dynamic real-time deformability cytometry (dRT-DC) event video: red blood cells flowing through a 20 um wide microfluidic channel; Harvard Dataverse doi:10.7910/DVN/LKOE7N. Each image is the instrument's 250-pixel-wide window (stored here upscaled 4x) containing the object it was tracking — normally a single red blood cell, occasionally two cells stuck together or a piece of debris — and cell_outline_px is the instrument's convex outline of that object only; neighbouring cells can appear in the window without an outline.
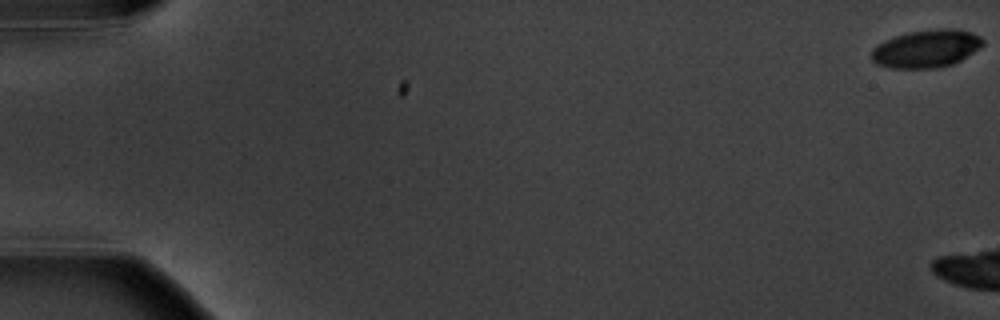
{"species": "common noctule bat (a hibernating species)", "species_latin": "Nyctalus noctula", "temperature_condition": "warm", "stored_images_in_passage": 5, "camera_frame_rate_fps": 3000, "um_per_image_px": 0.085, "animal": {"sex": "male", "body_mass_g": 20.1, "forearm_length_mm": 53.5}, "frame": {"image": 1, "passage_image": 1, "time_ms": 0.0, "image_size_px": [1000, 320], "cell_outline_px": [[984, 44], [980, 48], [960, 60], [952, 64], [936, 68], [892, 68], [876, 64], [872, 60], [872, 48], [884, 40], [908, 32], [936, 28], [960, 28], [972, 32], [980, 36], [984, 40]], "centroid_in_image_um": [78.76, 4.12], "position_along_channel_um": 6.2, "area_um2": 24.74}}